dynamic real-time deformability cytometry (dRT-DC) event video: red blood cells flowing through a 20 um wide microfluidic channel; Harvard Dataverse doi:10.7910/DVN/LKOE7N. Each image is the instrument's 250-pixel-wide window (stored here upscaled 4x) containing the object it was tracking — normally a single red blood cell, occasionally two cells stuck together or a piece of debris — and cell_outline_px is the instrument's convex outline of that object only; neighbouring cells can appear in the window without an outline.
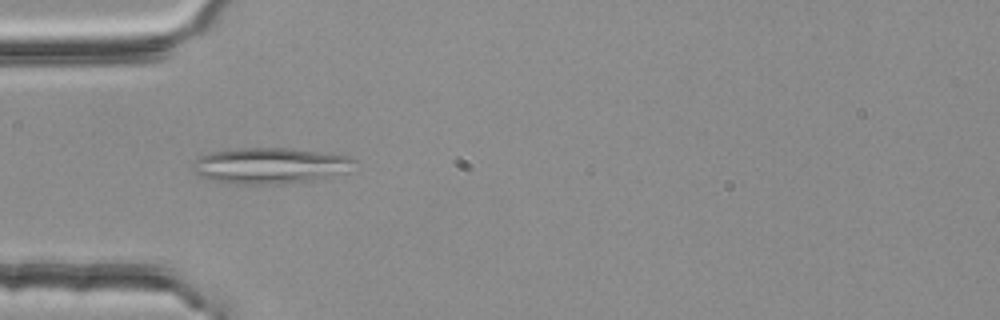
{"species": "common noctule bat (a hibernating species)", "species_latin": "Nyctalus noctula", "temperature_condition": "room temperature", "stored_images_in_passage": 36, "segment_of_instrument_passage": [1, 2], "camera_frame_rate_fps": 3000, "um_per_image_px": 0.085, "animal": {"sex": "female", "body_mass_g": 25.1}, "frame": {"image": 1, "passage_image": 3, "time_ms": 0.667, "image_size_px": [1000, 320], "cell_outline_px": [[356, 160], [348, 172], [308, 180], [272, 184], [236, 184], [212, 180], [200, 176], [192, 168], [192, 160], [208, 152], [240, 148], [288, 148], [348, 156]], "centroid_in_image_um": [22.88, 14.07], "position_along_channel_um": 62.1, "area_um2": 33.52}}